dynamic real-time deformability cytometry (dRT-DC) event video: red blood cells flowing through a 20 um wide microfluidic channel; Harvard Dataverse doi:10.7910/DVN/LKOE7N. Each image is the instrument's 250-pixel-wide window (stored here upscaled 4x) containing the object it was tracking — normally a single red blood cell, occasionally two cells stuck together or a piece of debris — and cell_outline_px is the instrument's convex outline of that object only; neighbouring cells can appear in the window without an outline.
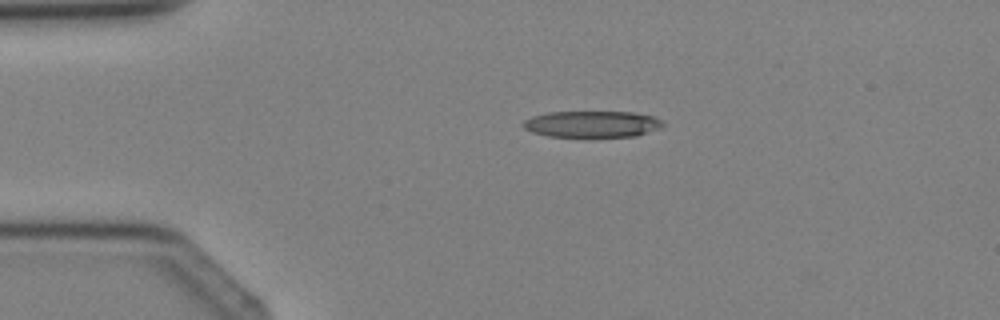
{"species": "Egyptian fruit bat (a non-hibernating species)", "species_latin": "Rousettus aegyptiacus", "temperature_condition": "cold", "stored_images_in_passage": 2, "camera_frame_rate_fps": 3000, "um_per_image_px": 0.085, "animal": {"sex": "female"}, "frame": {"image": 1, "passage_image": 1, "time_ms": 0.0, "image_size_px": [1000, 320], "cell_outline_px": [[664, 124], [660, 128], [636, 136], [548, 136], [532, 132], [524, 128], [520, 124], [524, 120], [532, 116], [548, 112], [636, 112], [652, 116], [664, 120]], "centroid_in_image_um": [50.33, 10.53], "position_along_channel_um": 34.7, "area_um2": 21.5}}
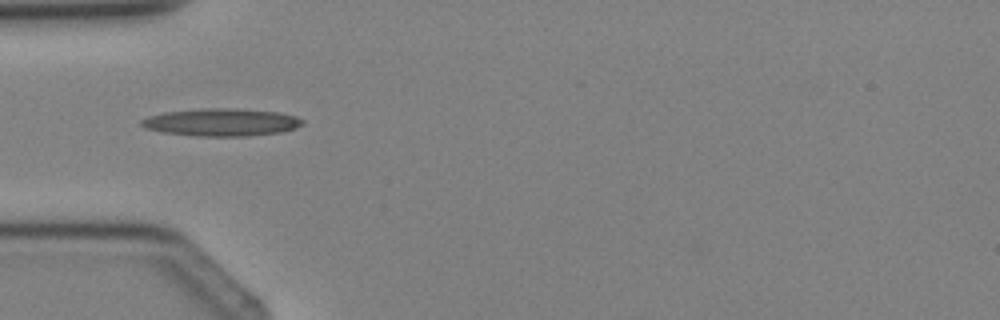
{"frame": {"image": 2, "passage_image": 2, "time_ms": 1.333, "image_size_px": [1000, 320], "cell_outline_px": [[304, 124], [296, 128], [280, 132], [248, 136], [200, 136], [164, 132], [144, 128], [140, 124], [140, 120], [148, 116], [164, 112], [200, 108], [236, 108], [280, 112], [296, 116], [304, 120]], "centroid_in_image_um": [18.84, 10.38], "position_along_channel_um": 66.2, "area_um2": 26.07}}